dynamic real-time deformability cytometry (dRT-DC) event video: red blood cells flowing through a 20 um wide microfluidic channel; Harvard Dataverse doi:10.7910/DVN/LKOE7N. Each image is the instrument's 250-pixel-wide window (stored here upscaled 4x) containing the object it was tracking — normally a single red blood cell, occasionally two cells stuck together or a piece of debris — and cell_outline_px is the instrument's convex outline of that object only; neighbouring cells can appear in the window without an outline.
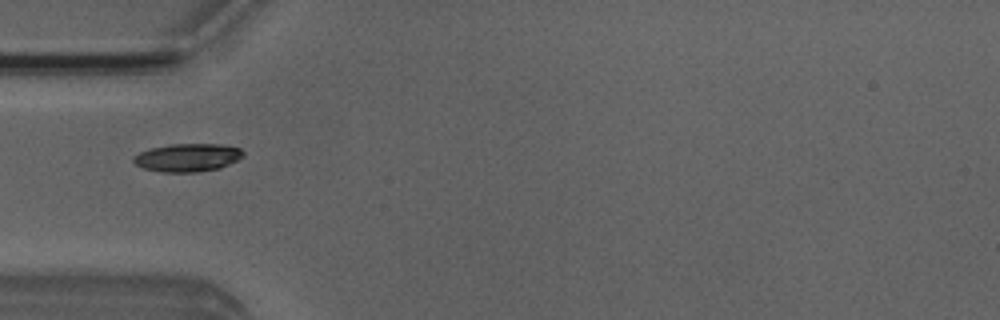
{"species": "Egyptian fruit bat (a non-hibernating species)", "species_latin": "Rousettus aegyptiacus", "temperature_condition": "room temperature", "stored_images_in_passage": 2, "camera_frame_rate_fps": 3000, "um_per_image_px": 0.085, "animal": {"sex": "male"}, "frame": {"image": 1, "passage_image": 1, "time_ms": 0.0, "image_size_px": [1000, 320], "cell_outline_px": [[244, 156], [220, 168], [196, 172], [160, 172], [144, 168], [136, 164], [132, 160], [132, 156], [148, 148], [168, 144], [224, 144], [240, 148], [244, 152]], "centroid_in_image_um": [15.92, 13.38], "position_along_channel_um": 69.1, "area_um2": 18.09}}